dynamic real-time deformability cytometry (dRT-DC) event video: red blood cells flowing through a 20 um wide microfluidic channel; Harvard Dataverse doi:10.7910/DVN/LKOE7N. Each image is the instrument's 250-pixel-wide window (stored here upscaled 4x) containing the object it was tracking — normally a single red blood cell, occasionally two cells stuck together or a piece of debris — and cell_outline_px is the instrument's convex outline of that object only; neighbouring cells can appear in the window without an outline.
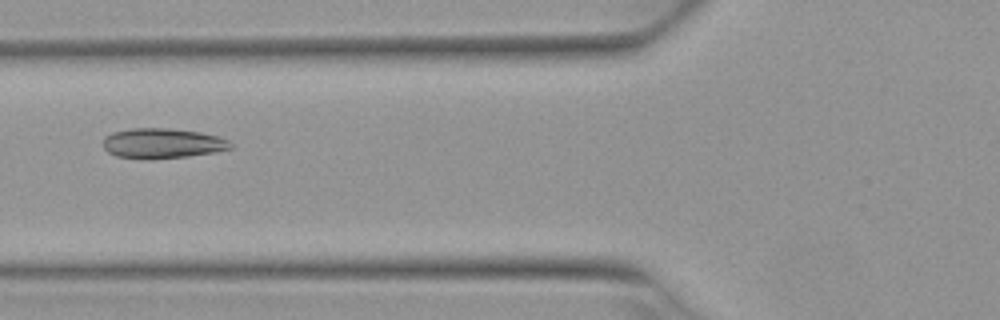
{"species": "Egyptian fruit bat (a non-hibernating species)", "species_latin": "Rousettus aegyptiacus", "temperature_condition": "warm", "stored_images_in_passage": 6, "camera_frame_rate_fps": 3000, "um_per_image_px": 0.085, "animal": {"sex": "female"}, "frame": {"image": 1, "passage_image": 6, "time_ms": 1.667, "image_size_px": [1000, 320], "cell_outline_px": [[232, 148], [216, 152], [188, 156], [148, 160], [116, 156], [108, 152], [104, 148], [104, 136], [112, 132], [132, 128], [168, 128], [200, 132], [220, 136], [228, 140], [232, 144]], "centroid_in_image_um": [13.81, 12.19], "position_along_channel_um": 112.0, "area_um2": 22.6}}